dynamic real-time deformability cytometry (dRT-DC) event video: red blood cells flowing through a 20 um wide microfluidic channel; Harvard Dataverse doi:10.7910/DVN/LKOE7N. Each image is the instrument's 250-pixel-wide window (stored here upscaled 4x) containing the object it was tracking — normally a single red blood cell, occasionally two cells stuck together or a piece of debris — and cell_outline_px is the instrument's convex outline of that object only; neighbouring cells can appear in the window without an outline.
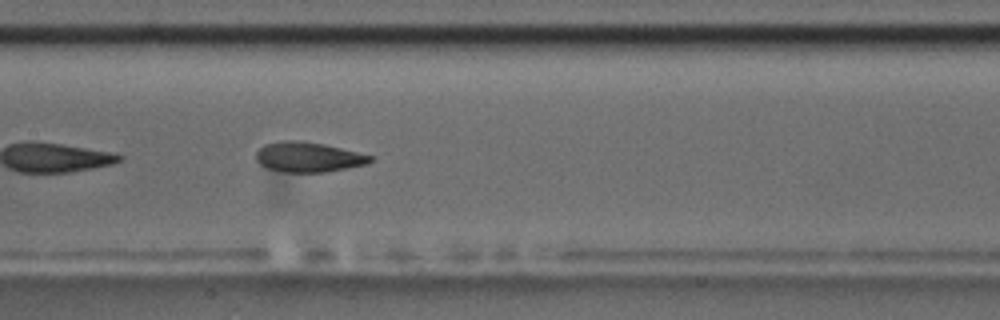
{"species": "common noctule bat (a hibernating species)", "species_latin": "Nyctalus noctula", "temperature_condition": "room temperature", "stored_images_in_passage": 9, "camera_frame_rate_fps": 3000, "um_per_image_px": 0.085, "animal": {"sex": "male", "body_mass_g": 17.5, "forearm_length_mm": 52.3}, "frame": {"image": 1, "passage_image": 9, "time_ms": 9.0, "image_size_px": [1000, 320], "cell_outline_px": [[372, 160], [368, 164], [324, 172], [284, 172], [268, 168], [260, 164], [256, 160], [256, 152], [264, 144], [280, 140], [296, 140], [324, 144], [372, 156]], "centroid_in_image_um": [26.17, 13.34], "position_along_channel_um": 181.2, "area_um2": 19.83}}